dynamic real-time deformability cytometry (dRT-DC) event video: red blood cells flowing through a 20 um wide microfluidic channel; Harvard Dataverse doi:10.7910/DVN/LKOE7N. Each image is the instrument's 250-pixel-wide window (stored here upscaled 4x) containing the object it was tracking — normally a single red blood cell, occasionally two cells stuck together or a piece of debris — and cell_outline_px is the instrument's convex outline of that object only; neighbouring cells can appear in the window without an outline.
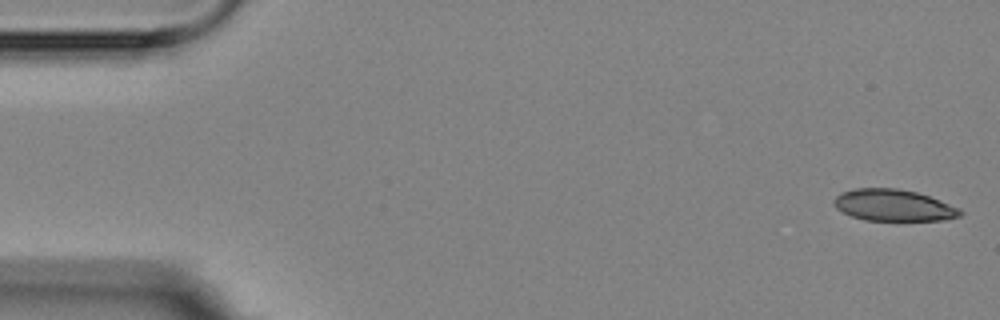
{"species": "Egyptian fruit bat (a non-hibernating species)", "species_latin": "Rousettus aegyptiacus", "temperature_condition": "room temperature", "stored_images_in_passage": 5, "segment_of_instrument_passage": [1, 2], "camera_frame_rate_fps": 3000, "um_per_image_px": 0.085, "animal": {"sex": "female"}, "frame": {"image": 1, "passage_image": 1, "time_ms": 0.0, "image_size_px": [1000, 320], "cell_outline_px": [[964, 212], [960, 216], [944, 220], [864, 220], [852, 216], [836, 208], [832, 204], [832, 200], [840, 192], [856, 188], [896, 188], [916, 192], [940, 200], [960, 208]], "centroid_in_image_um": [75.93, 17.44], "position_along_channel_um": 9.1, "area_um2": 23.29}}